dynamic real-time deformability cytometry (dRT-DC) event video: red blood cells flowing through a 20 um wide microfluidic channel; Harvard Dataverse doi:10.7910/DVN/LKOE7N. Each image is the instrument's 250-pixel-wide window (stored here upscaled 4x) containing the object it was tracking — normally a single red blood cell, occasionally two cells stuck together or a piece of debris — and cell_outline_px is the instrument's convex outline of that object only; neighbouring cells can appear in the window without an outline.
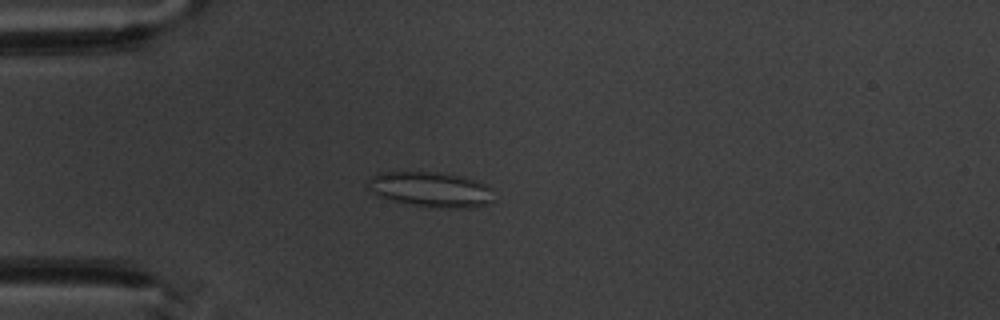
{"species": "common noctule bat (a hibernating species)", "species_latin": "Nyctalus noctula", "temperature_condition": "warm", "stored_images_in_passage": 2, "camera_frame_rate_fps": 3000, "um_per_image_px": 0.085, "animal": {"sex": "male", "body_mass_g": 20.1, "forearm_length_mm": 53.5}, "frame": {"image": 1, "passage_image": 1, "time_ms": 0.0, "image_size_px": [1000, 320], "cell_outline_px": [[492, 200], [488, 204], [472, 208], [448, 208], [416, 204], [392, 200], [376, 196], [364, 184], [372, 176], [380, 172], [440, 172], [464, 176], [484, 184], [488, 188]], "centroid_in_image_um": [36.56, 16.08], "position_along_channel_um": 48.4, "area_um2": 25.55}}